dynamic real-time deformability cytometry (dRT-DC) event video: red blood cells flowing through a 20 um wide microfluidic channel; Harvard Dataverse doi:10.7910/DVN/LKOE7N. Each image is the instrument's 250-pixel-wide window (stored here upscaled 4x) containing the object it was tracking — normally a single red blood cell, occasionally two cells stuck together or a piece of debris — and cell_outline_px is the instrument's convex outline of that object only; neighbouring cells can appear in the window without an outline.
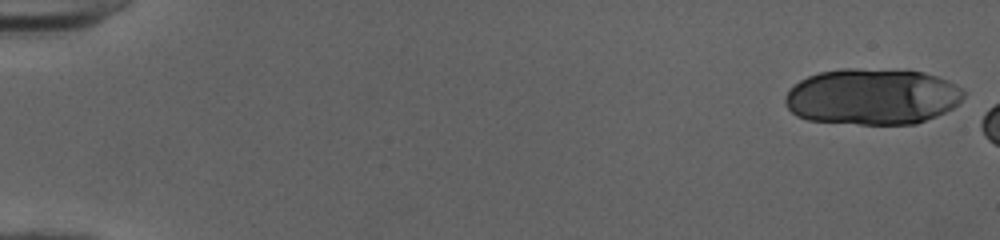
{"species": "human", "species_latin": "Homo sapiens", "temperature_condition": "cold", "stored_images_in_passage": 7, "camera_frame_rate_fps": 3000, "um_per_image_px": 0.085, "donor": {"sex": "female"}, "frame": {"image": 1, "passage_image": 1, "time_ms": 0.0, "image_size_px": [1000, 240], "cell_outline_px": [[964, 96], [952, 108], [936, 116], [916, 124], [860, 124], [808, 120], [796, 116], [784, 104], [784, 96], [800, 80], [808, 76], [820, 72], [844, 68], [856, 68], [924, 72], [948, 80], [956, 84], [964, 92]], "centroid_in_image_um": [74.13, 8.21], "position_along_channel_um": 10.9, "area_um2": 58.38}}